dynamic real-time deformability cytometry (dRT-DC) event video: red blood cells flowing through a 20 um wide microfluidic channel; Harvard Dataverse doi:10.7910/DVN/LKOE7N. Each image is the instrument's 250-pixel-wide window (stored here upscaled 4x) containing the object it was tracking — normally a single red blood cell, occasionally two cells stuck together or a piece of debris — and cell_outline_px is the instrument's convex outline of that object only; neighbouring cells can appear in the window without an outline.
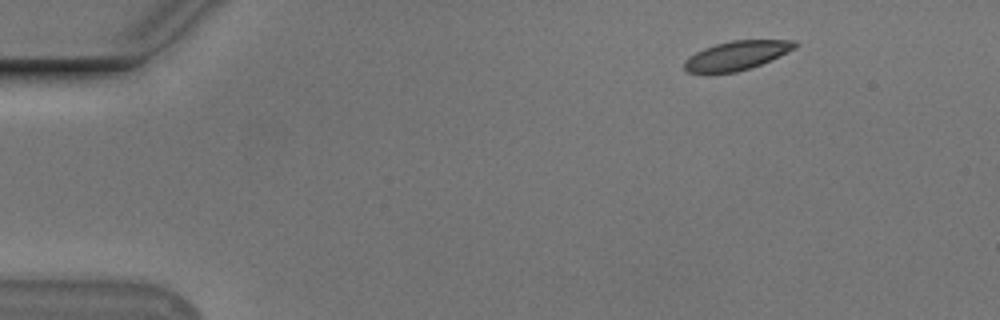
{"species": "Egyptian fruit bat (a non-hibernating species)", "species_latin": "Rousettus aegyptiacus", "temperature_condition": "cold", "stored_images_in_passage": 49, "camera_frame_rate_fps": 3000, "um_per_image_px": 0.085, "animal": {"sex": "male"}, "frame": {"image": 1, "passage_image": 1, "time_ms": 0.0, "image_size_px": [1000, 320], "cell_outline_px": [[796, 48], [760, 64], [736, 72], [688, 72], [684, 68], [684, 60], [688, 56], [704, 48], [716, 44], [732, 40], [796, 40]], "centroid_in_image_um": [62.6, 4.7], "position_along_channel_um": 22.4, "area_um2": 18.32}}
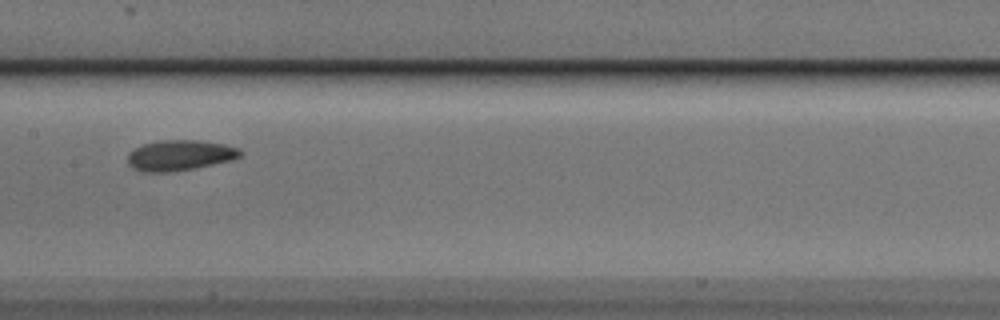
{"frame": {"image": 2, "passage_image": 22, "time_ms": 7.0, "image_size_px": [1000, 320], "cell_outline_px": [[240, 156], [232, 160], [196, 168], [168, 172], [144, 172], [132, 168], [128, 164], [128, 152], [144, 144], [160, 140], [196, 140], [224, 144], [240, 148]], "centroid_in_image_um": [15.27, 13.2], "position_along_channel_um": 192.1, "area_um2": 20.0}}
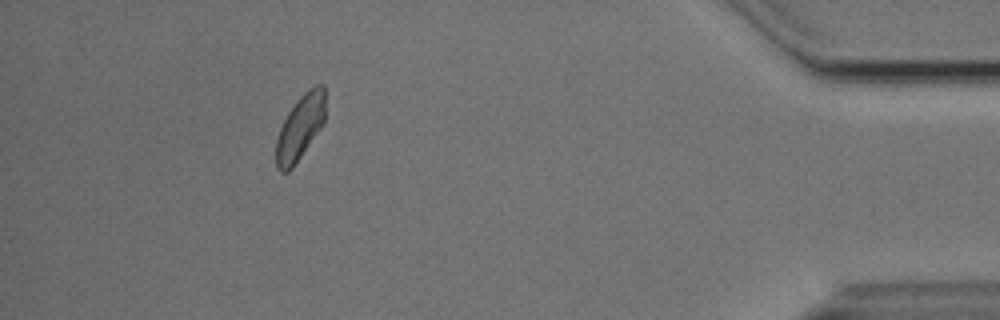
{"frame": {"image": 3, "passage_image": 44, "time_ms": 14.333, "image_size_px": [1000, 320], "cell_outline_px": [[324, 120], [320, 128], [292, 168], [288, 172], [280, 172], [276, 168], [276, 140], [280, 128], [288, 112], [296, 100], [308, 88], [316, 84], [324, 84]], "centroid_in_image_um": [25.49, 10.82], "position_along_channel_um": 409.7, "area_um2": 18.38}, "authors_computed_cell_mechanics": {"area_um2": 19.363, "velocity_mm_per_s": 3.716, "shape_relaxation_time_tau1_ms": 3.2908, "shape_relaxation_time_tau2_ms": 1.7624, "deformation_change_tau1": 0.1212, "deformation_change_tau2": 0.0556}}